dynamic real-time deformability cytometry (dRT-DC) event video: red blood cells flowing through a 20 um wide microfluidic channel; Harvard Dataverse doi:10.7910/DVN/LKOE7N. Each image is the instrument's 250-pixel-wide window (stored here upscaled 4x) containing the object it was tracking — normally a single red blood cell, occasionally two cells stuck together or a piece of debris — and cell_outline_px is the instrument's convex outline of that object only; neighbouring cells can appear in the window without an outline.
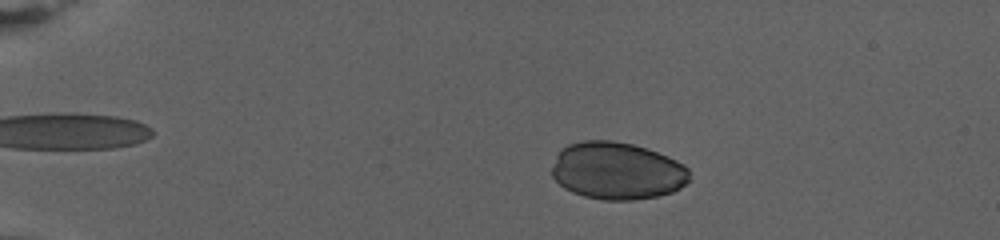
{"species": "human", "species_latin": "Homo sapiens", "temperature_condition": "warm", "stored_images_in_passage": 72, "camera_frame_rate_fps": 3000, "um_per_image_px": 0.085, "donor": {"sex": "female"}, "frame": {"image": 1, "passage_image": 18, "time_ms": 5.667, "image_size_px": [1000, 240], "cell_outline_px": [[688, 180], [680, 188], [672, 192], [660, 196], [632, 200], [604, 200], [584, 196], [572, 192], [564, 188], [552, 176], [552, 168], [556, 156], [560, 148], [568, 144], [584, 140], [612, 140], [632, 144], [648, 148], [668, 156], [684, 164], [688, 168]], "centroid_in_image_um": [52.44, 14.51], "position_along_channel_um": 32.6, "area_um2": 46.24}}
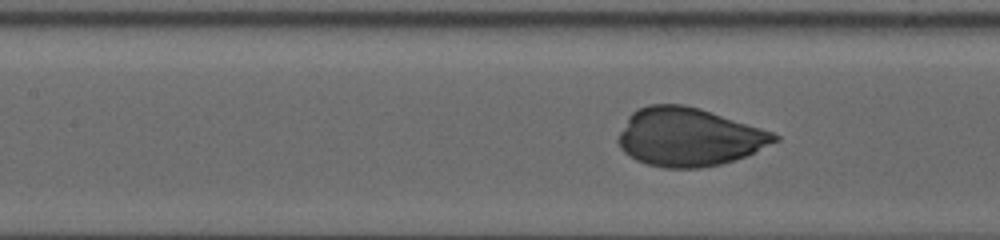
{"frame": {"image": 2, "passage_image": 41, "time_ms": 13.333, "image_size_px": [1000, 240], "cell_outline_px": [[780, 140], [748, 156], [720, 164], [700, 168], [664, 168], [648, 164], [636, 160], [628, 156], [620, 148], [616, 140], [628, 116], [636, 108], [648, 104], [684, 104], [700, 108], [772, 132], [780, 136]], "centroid_in_image_um": [58.53, 11.65], "position_along_channel_um": 148.9, "area_um2": 53.35}}
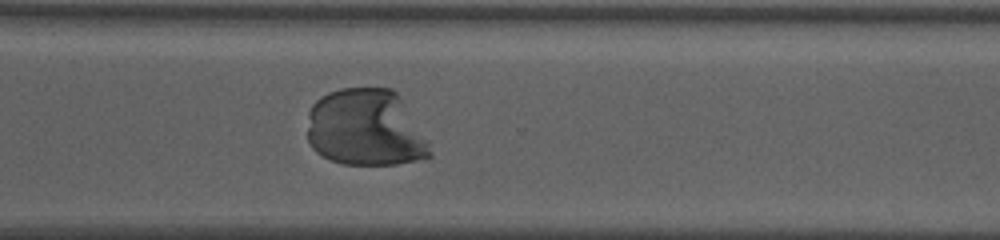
{"frame": {"image": 3, "passage_image": 63, "time_ms": 20.667, "image_size_px": [1000, 240], "cell_outline_px": [[432, 156], [396, 164], [344, 164], [332, 160], [316, 152], [312, 148], [308, 140], [308, 112], [312, 104], [320, 96], [328, 92], [340, 88], [392, 88], [396, 92], [428, 144], [432, 152]], "centroid_in_image_um": [31.02, 10.87], "position_along_channel_um": 339.6, "area_um2": 54.45}}